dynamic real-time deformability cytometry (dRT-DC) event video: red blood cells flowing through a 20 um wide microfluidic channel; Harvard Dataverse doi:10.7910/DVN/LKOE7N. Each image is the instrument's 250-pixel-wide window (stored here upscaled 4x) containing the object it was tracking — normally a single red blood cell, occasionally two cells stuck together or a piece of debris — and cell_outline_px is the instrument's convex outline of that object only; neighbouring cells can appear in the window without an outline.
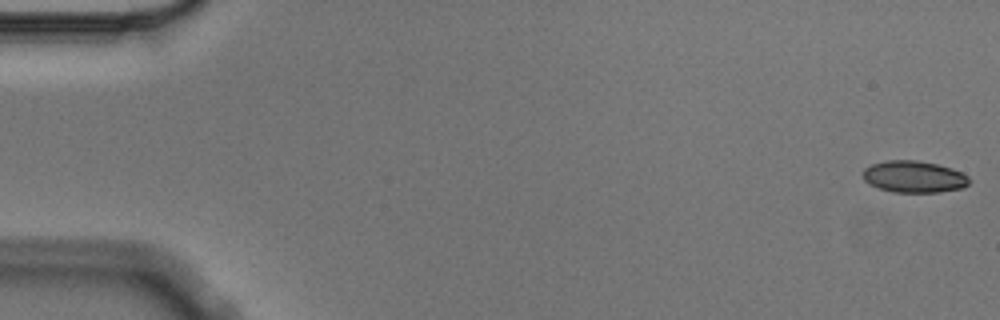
{"species": "Egyptian fruit bat (a non-hibernating species)", "species_latin": "Rousettus aegyptiacus", "temperature_condition": "cold", "stored_images_in_passage": 5, "camera_frame_rate_fps": 3000, "um_per_image_px": 0.085, "animal": {"sex": "male"}, "frame": {"image": 1, "passage_image": 1, "time_ms": 0.0, "image_size_px": [1000, 320], "cell_outline_px": [[968, 184], [964, 188], [940, 192], [892, 192], [868, 184], [864, 180], [864, 168], [872, 164], [888, 160], [916, 160], [936, 164], [952, 168], [968, 176]], "centroid_in_image_um": [77.68, 15.02], "position_along_channel_um": 7.3, "area_um2": 19.59}}
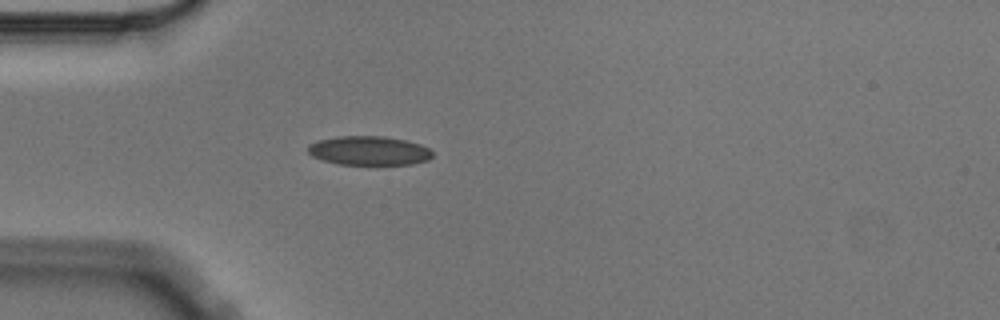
{"frame": {"image": 2, "passage_image": 5, "time_ms": 1.333, "image_size_px": [1000, 320], "cell_outline_px": [[432, 156], [428, 160], [412, 164], [340, 164], [324, 160], [312, 156], [308, 152], [308, 144], [316, 140], [340, 136], [384, 136], [404, 140], [420, 144], [428, 148], [432, 152]], "centroid_in_image_um": [31.35, 12.8], "position_along_channel_um": 53.7, "area_um2": 20.98}}